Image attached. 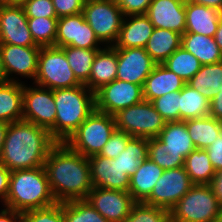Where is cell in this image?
<instances>
[{"mask_svg": "<svg viewBox=\"0 0 222 222\" xmlns=\"http://www.w3.org/2000/svg\"><path fill=\"white\" fill-rule=\"evenodd\" d=\"M49 186L56 202L86 199L92 190L88 157L58 142L44 163Z\"/></svg>", "mask_w": 222, "mask_h": 222, "instance_id": "cell-1", "label": "cell"}, {"mask_svg": "<svg viewBox=\"0 0 222 222\" xmlns=\"http://www.w3.org/2000/svg\"><path fill=\"white\" fill-rule=\"evenodd\" d=\"M57 143L46 128L24 120L12 122L6 132L0 164L10 171L44 166Z\"/></svg>", "mask_w": 222, "mask_h": 222, "instance_id": "cell-2", "label": "cell"}, {"mask_svg": "<svg viewBox=\"0 0 222 222\" xmlns=\"http://www.w3.org/2000/svg\"><path fill=\"white\" fill-rule=\"evenodd\" d=\"M56 203L44 166L11 171L4 207L23 213Z\"/></svg>", "mask_w": 222, "mask_h": 222, "instance_id": "cell-3", "label": "cell"}, {"mask_svg": "<svg viewBox=\"0 0 222 222\" xmlns=\"http://www.w3.org/2000/svg\"><path fill=\"white\" fill-rule=\"evenodd\" d=\"M56 105L55 140L65 142L95 110V93L84 84L53 90Z\"/></svg>", "mask_w": 222, "mask_h": 222, "instance_id": "cell-4", "label": "cell"}, {"mask_svg": "<svg viewBox=\"0 0 222 222\" xmlns=\"http://www.w3.org/2000/svg\"><path fill=\"white\" fill-rule=\"evenodd\" d=\"M169 216L176 222H219L222 207L209 184H194L170 209Z\"/></svg>", "mask_w": 222, "mask_h": 222, "instance_id": "cell-5", "label": "cell"}, {"mask_svg": "<svg viewBox=\"0 0 222 222\" xmlns=\"http://www.w3.org/2000/svg\"><path fill=\"white\" fill-rule=\"evenodd\" d=\"M115 129L114 116L95 109L64 143L71 150L90 157L101 152Z\"/></svg>", "mask_w": 222, "mask_h": 222, "instance_id": "cell-6", "label": "cell"}, {"mask_svg": "<svg viewBox=\"0 0 222 222\" xmlns=\"http://www.w3.org/2000/svg\"><path fill=\"white\" fill-rule=\"evenodd\" d=\"M33 84L51 90L82 85L70 68L64 50L56 46L41 47Z\"/></svg>", "mask_w": 222, "mask_h": 222, "instance_id": "cell-7", "label": "cell"}, {"mask_svg": "<svg viewBox=\"0 0 222 222\" xmlns=\"http://www.w3.org/2000/svg\"><path fill=\"white\" fill-rule=\"evenodd\" d=\"M82 14L104 46L115 44L124 19L115 0L85 1Z\"/></svg>", "mask_w": 222, "mask_h": 222, "instance_id": "cell-8", "label": "cell"}, {"mask_svg": "<svg viewBox=\"0 0 222 222\" xmlns=\"http://www.w3.org/2000/svg\"><path fill=\"white\" fill-rule=\"evenodd\" d=\"M114 118L116 129L126 132L131 137L155 138L166 123L152 102L145 100L120 110Z\"/></svg>", "mask_w": 222, "mask_h": 222, "instance_id": "cell-9", "label": "cell"}, {"mask_svg": "<svg viewBox=\"0 0 222 222\" xmlns=\"http://www.w3.org/2000/svg\"><path fill=\"white\" fill-rule=\"evenodd\" d=\"M56 114L53 90L33 83L23 84L22 120L46 128L55 139Z\"/></svg>", "mask_w": 222, "mask_h": 222, "instance_id": "cell-10", "label": "cell"}, {"mask_svg": "<svg viewBox=\"0 0 222 222\" xmlns=\"http://www.w3.org/2000/svg\"><path fill=\"white\" fill-rule=\"evenodd\" d=\"M7 81L33 83L38 70L40 46H17L0 43ZM30 80V81H29Z\"/></svg>", "mask_w": 222, "mask_h": 222, "instance_id": "cell-11", "label": "cell"}, {"mask_svg": "<svg viewBox=\"0 0 222 222\" xmlns=\"http://www.w3.org/2000/svg\"><path fill=\"white\" fill-rule=\"evenodd\" d=\"M143 100L141 85L115 79L95 92V109L114 116Z\"/></svg>", "mask_w": 222, "mask_h": 222, "instance_id": "cell-12", "label": "cell"}, {"mask_svg": "<svg viewBox=\"0 0 222 222\" xmlns=\"http://www.w3.org/2000/svg\"><path fill=\"white\" fill-rule=\"evenodd\" d=\"M193 185L183 166L164 170L150 196L143 203L170 211Z\"/></svg>", "mask_w": 222, "mask_h": 222, "instance_id": "cell-13", "label": "cell"}, {"mask_svg": "<svg viewBox=\"0 0 222 222\" xmlns=\"http://www.w3.org/2000/svg\"><path fill=\"white\" fill-rule=\"evenodd\" d=\"M86 200L109 222H124L136 203L129 192L93 187Z\"/></svg>", "mask_w": 222, "mask_h": 222, "instance_id": "cell-14", "label": "cell"}, {"mask_svg": "<svg viewBox=\"0 0 222 222\" xmlns=\"http://www.w3.org/2000/svg\"><path fill=\"white\" fill-rule=\"evenodd\" d=\"M0 43L38 46L32 38L22 5L0 3Z\"/></svg>", "mask_w": 222, "mask_h": 222, "instance_id": "cell-15", "label": "cell"}, {"mask_svg": "<svg viewBox=\"0 0 222 222\" xmlns=\"http://www.w3.org/2000/svg\"><path fill=\"white\" fill-rule=\"evenodd\" d=\"M117 60L116 79L142 87L156 65L145 48L139 47L117 48Z\"/></svg>", "mask_w": 222, "mask_h": 222, "instance_id": "cell-16", "label": "cell"}, {"mask_svg": "<svg viewBox=\"0 0 222 222\" xmlns=\"http://www.w3.org/2000/svg\"><path fill=\"white\" fill-rule=\"evenodd\" d=\"M93 187L129 192L130 178L115 159L99 154L88 157Z\"/></svg>", "mask_w": 222, "mask_h": 222, "instance_id": "cell-17", "label": "cell"}, {"mask_svg": "<svg viewBox=\"0 0 222 222\" xmlns=\"http://www.w3.org/2000/svg\"><path fill=\"white\" fill-rule=\"evenodd\" d=\"M186 0H152L146 15L154 28L168 29L183 35L185 33Z\"/></svg>", "mask_w": 222, "mask_h": 222, "instance_id": "cell-18", "label": "cell"}, {"mask_svg": "<svg viewBox=\"0 0 222 222\" xmlns=\"http://www.w3.org/2000/svg\"><path fill=\"white\" fill-rule=\"evenodd\" d=\"M154 25L146 14L124 16L114 48H145Z\"/></svg>", "mask_w": 222, "mask_h": 222, "instance_id": "cell-19", "label": "cell"}, {"mask_svg": "<svg viewBox=\"0 0 222 222\" xmlns=\"http://www.w3.org/2000/svg\"><path fill=\"white\" fill-rule=\"evenodd\" d=\"M222 12L216 8L194 4L186 0L185 3V33H196L214 37Z\"/></svg>", "mask_w": 222, "mask_h": 222, "instance_id": "cell-20", "label": "cell"}, {"mask_svg": "<svg viewBox=\"0 0 222 222\" xmlns=\"http://www.w3.org/2000/svg\"><path fill=\"white\" fill-rule=\"evenodd\" d=\"M117 65V48L105 46L100 49L94 58L89 80L84 85L95 93L116 79Z\"/></svg>", "mask_w": 222, "mask_h": 222, "instance_id": "cell-21", "label": "cell"}, {"mask_svg": "<svg viewBox=\"0 0 222 222\" xmlns=\"http://www.w3.org/2000/svg\"><path fill=\"white\" fill-rule=\"evenodd\" d=\"M185 84L183 79L169 71L163 64H156L143 84V98L152 102L166 93L181 90Z\"/></svg>", "mask_w": 222, "mask_h": 222, "instance_id": "cell-22", "label": "cell"}, {"mask_svg": "<svg viewBox=\"0 0 222 222\" xmlns=\"http://www.w3.org/2000/svg\"><path fill=\"white\" fill-rule=\"evenodd\" d=\"M164 169L149 158L139 164L130 178L129 193L135 202H144L153 190L155 183L162 176Z\"/></svg>", "mask_w": 222, "mask_h": 222, "instance_id": "cell-23", "label": "cell"}, {"mask_svg": "<svg viewBox=\"0 0 222 222\" xmlns=\"http://www.w3.org/2000/svg\"><path fill=\"white\" fill-rule=\"evenodd\" d=\"M23 83H0V121L8 124L22 120Z\"/></svg>", "mask_w": 222, "mask_h": 222, "instance_id": "cell-24", "label": "cell"}, {"mask_svg": "<svg viewBox=\"0 0 222 222\" xmlns=\"http://www.w3.org/2000/svg\"><path fill=\"white\" fill-rule=\"evenodd\" d=\"M181 46L192 53L202 65L222 61V51L215 42L214 37L196 33H184L181 35Z\"/></svg>", "mask_w": 222, "mask_h": 222, "instance_id": "cell-25", "label": "cell"}, {"mask_svg": "<svg viewBox=\"0 0 222 222\" xmlns=\"http://www.w3.org/2000/svg\"><path fill=\"white\" fill-rule=\"evenodd\" d=\"M180 46L181 34L168 29L154 28L145 51L156 64H162Z\"/></svg>", "mask_w": 222, "mask_h": 222, "instance_id": "cell-26", "label": "cell"}, {"mask_svg": "<svg viewBox=\"0 0 222 222\" xmlns=\"http://www.w3.org/2000/svg\"><path fill=\"white\" fill-rule=\"evenodd\" d=\"M184 122L196 149H206L222 132V122L211 116L188 119Z\"/></svg>", "mask_w": 222, "mask_h": 222, "instance_id": "cell-27", "label": "cell"}, {"mask_svg": "<svg viewBox=\"0 0 222 222\" xmlns=\"http://www.w3.org/2000/svg\"><path fill=\"white\" fill-rule=\"evenodd\" d=\"M187 84L211 101L218 92L222 91V61L202 65Z\"/></svg>", "mask_w": 222, "mask_h": 222, "instance_id": "cell-28", "label": "cell"}, {"mask_svg": "<svg viewBox=\"0 0 222 222\" xmlns=\"http://www.w3.org/2000/svg\"><path fill=\"white\" fill-rule=\"evenodd\" d=\"M157 138L165 147L179 152L184 159L196 149L184 121L166 122Z\"/></svg>", "mask_w": 222, "mask_h": 222, "instance_id": "cell-29", "label": "cell"}, {"mask_svg": "<svg viewBox=\"0 0 222 222\" xmlns=\"http://www.w3.org/2000/svg\"><path fill=\"white\" fill-rule=\"evenodd\" d=\"M210 101L187 83L180 90L179 121L209 116Z\"/></svg>", "mask_w": 222, "mask_h": 222, "instance_id": "cell-30", "label": "cell"}, {"mask_svg": "<svg viewBox=\"0 0 222 222\" xmlns=\"http://www.w3.org/2000/svg\"><path fill=\"white\" fill-rule=\"evenodd\" d=\"M183 167L190 181L196 185L210 184L215 175V169L205 149L193 150L185 158Z\"/></svg>", "mask_w": 222, "mask_h": 222, "instance_id": "cell-31", "label": "cell"}, {"mask_svg": "<svg viewBox=\"0 0 222 222\" xmlns=\"http://www.w3.org/2000/svg\"><path fill=\"white\" fill-rule=\"evenodd\" d=\"M148 158V138L131 137L126 149L115 159L118 161L124 173L131 178L139 164Z\"/></svg>", "mask_w": 222, "mask_h": 222, "instance_id": "cell-32", "label": "cell"}, {"mask_svg": "<svg viewBox=\"0 0 222 222\" xmlns=\"http://www.w3.org/2000/svg\"><path fill=\"white\" fill-rule=\"evenodd\" d=\"M62 49L75 77L81 84H85L89 80L94 58L100 49H84L73 46H65Z\"/></svg>", "mask_w": 222, "mask_h": 222, "instance_id": "cell-33", "label": "cell"}, {"mask_svg": "<svg viewBox=\"0 0 222 222\" xmlns=\"http://www.w3.org/2000/svg\"><path fill=\"white\" fill-rule=\"evenodd\" d=\"M169 71L174 72L186 83L199 71L202 64L182 46L175 50L163 63Z\"/></svg>", "mask_w": 222, "mask_h": 222, "instance_id": "cell-34", "label": "cell"}, {"mask_svg": "<svg viewBox=\"0 0 222 222\" xmlns=\"http://www.w3.org/2000/svg\"><path fill=\"white\" fill-rule=\"evenodd\" d=\"M148 158L164 170L184 166V158L179 152L165 147L157 137L148 138Z\"/></svg>", "mask_w": 222, "mask_h": 222, "instance_id": "cell-35", "label": "cell"}, {"mask_svg": "<svg viewBox=\"0 0 222 222\" xmlns=\"http://www.w3.org/2000/svg\"><path fill=\"white\" fill-rule=\"evenodd\" d=\"M66 222H109L86 199L63 202Z\"/></svg>", "mask_w": 222, "mask_h": 222, "instance_id": "cell-36", "label": "cell"}, {"mask_svg": "<svg viewBox=\"0 0 222 222\" xmlns=\"http://www.w3.org/2000/svg\"><path fill=\"white\" fill-rule=\"evenodd\" d=\"M28 27L36 45L40 47L55 46L58 18H27Z\"/></svg>", "mask_w": 222, "mask_h": 222, "instance_id": "cell-37", "label": "cell"}, {"mask_svg": "<svg viewBox=\"0 0 222 222\" xmlns=\"http://www.w3.org/2000/svg\"><path fill=\"white\" fill-rule=\"evenodd\" d=\"M169 217V210L136 202L124 222H164Z\"/></svg>", "mask_w": 222, "mask_h": 222, "instance_id": "cell-38", "label": "cell"}, {"mask_svg": "<svg viewBox=\"0 0 222 222\" xmlns=\"http://www.w3.org/2000/svg\"><path fill=\"white\" fill-rule=\"evenodd\" d=\"M152 104L165 122L179 121L180 90L166 93L154 99Z\"/></svg>", "mask_w": 222, "mask_h": 222, "instance_id": "cell-39", "label": "cell"}, {"mask_svg": "<svg viewBox=\"0 0 222 222\" xmlns=\"http://www.w3.org/2000/svg\"><path fill=\"white\" fill-rule=\"evenodd\" d=\"M73 47L84 49H102L105 47L85 21L82 13L77 14V32L76 40H73Z\"/></svg>", "mask_w": 222, "mask_h": 222, "instance_id": "cell-40", "label": "cell"}, {"mask_svg": "<svg viewBox=\"0 0 222 222\" xmlns=\"http://www.w3.org/2000/svg\"><path fill=\"white\" fill-rule=\"evenodd\" d=\"M76 32L77 14L58 18L55 46L60 48L73 46V40H76Z\"/></svg>", "mask_w": 222, "mask_h": 222, "instance_id": "cell-41", "label": "cell"}, {"mask_svg": "<svg viewBox=\"0 0 222 222\" xmlns=\"http://www.w3.org/2000/svg\"><path fill=\"white\" fill-rule=\"evenodd\" d=\"M28 222H66L63 211V202L52 206L33 209L22 213Z\"/></svg>", "mask_w": 222, "mask_h": 222, "instance_id": "cell-42", "label": "cell"}, {"mask_svg": "<svg viewBox=\"0 0 222 222\" xmlns=\"http://www.w3.org/2000/svg\"><path fill=\"white\" fill-rule=\"evenodd\" d=\"M22 7L27 18H57L52 0H26Z\"/></svg>", "mask_w": 222, "mask_h": 222, "instance_id": "cell-43", "label": "cell"}, {"mask_svg": "<svg viewBox=\"0 0 222 222\" xmlns=\"http://www.w3.org/2000/svg\"><path fill=\"white\" fill-rule=\"evenodd\" d=\"M130 138L131 136L126 132L115 129L99 155L109 159H116L120 153L126 149L127 142Z\"/></svg>", "mask_w": 222, "mask_h": 222, "instance_id": "cell-44", "label": "cell"}, {"mask_svg": "<svg viewBox=\"0 0 222 222\" xmlns=\"http://www.w3.org/2000/svg\"><path fill=\"white\" fill-rule=\"evenodd\" d=\"M57 18L82 13L85 0H52Z\"/></svg>", "mask_w": 222, "mask_h": 222, "instance_id": "cell-45", "label": "cell"}, {"mask_svg": "<svg viewBox=\"0 0 222 222\" xmlns=\"http://www.w3.org/2000/svg\"><path fill=\"white\" fill-rule=\"evenodd\" d=\"M124 16L146 14L152 0H115Z\"/></svg>", "mask_w": 222, "mask_h": 222, "instance_id": "cell-46", "label": "cell"}, {"mask_svg": "<svg viewBox=\"0 0 222 222\" xmlns=\"http://www.w3.org/2000/svg\"><path fill=\"white\" fill-rule=\"evenodd\" d=\"M215 171L222 169V132L217 140L205 149Z\"/></svg>", "mask_w": 222, "mask_h": 222, "instance_id": "cell-47", "label": "cell"}, {"mask_svg": "<svg viewBox=\"0 0 222 222\" xmlns=\"http://www.w3.org/2000/svg\"><path fill=\"white\" fill-rule=\"evenodd\" d=\"M11 171L0 164V202L5 203L9 191V179Z\"/></svg>", "mask_w": 222, "mask_h": 222, "instance_id": "cell-48", "label": "cell"}, {"mask_svg": "<svg viewBox=\"0 0 222 222\" xmlns=\"http://www.w3.org/2000/svg\"><path fill=\"white\" fill-rule=\"evenodd\" d=\"M209 116L222 122V91L218 92L217 95L210 101Z\"/></svg>", "mask_w": 222, "mask_h": 222, "instance_id": "cell-49", "label": "cell"}, {"mask_svg": "<svg viewBox=\"0 0 222 222\" xmlns=\"http://www.w3.org/2000/svg\"><path fill=\"white\" fill-rule=\"evenodd\" d=\"M222 207V169L215 171V175L209 184Z\"/></svg>", "mask_w": 222, "mask_h": 222, "instance_id": "cell-50", "label": "cell"}, {"mask_svg": "<svg viewBox=\"0 0 222 222\" xmlns=\"http://www.w3.org/2000/svg\"><path fill=\"white\" fill-rule=\"evenodd\" d=\"M21 217V212L4 206L0 209V222H17Z\"/></svg>", "mask_w": 222, "mask_h": 222, "instance_id": "cell-51", "label": "cell"}, {"mask_svg": "<svg viewBox=\"0 0 222 222\" xmlns=\"http://www.w3.org/2000/svg\"><path fill=\"white\" fill-rule=\"evenodd\" d=\"M194 4L204 5L206 7L216 8L222 12V0H188Z\"/></svg>", "mask_w": 222, "mask_h": 222, "instance_id": "cell-52", "label": "cell"}, {"mask_svg": "<svg viewBox=\"0 0 222 222\" xmlns=\"http://www.w3.org/2000/svg\"><path fill=\"white\" fill-rule=\"evenodd\" d=\"M8 126H9L8 123L0 121V159Z\"/></svg>", "mask_w": 222, "mask_h": 222, "instance_id": "cell-53", "label": "cell"}, {"mask_svg": "<svg viewBox=\"0 0 222 222\" xmlns=\"http://www.w3.org/2000/svg\"><path fill=\"white\" fill-rule=\"evenodd\" d=\"M214 40L219 46L220 50L222 51V15L220 17L219 23H218V29L215 32Z\"/></svg>", "mask_w": 222, "mask_h": 222, "instance_id": "cell-54", "label": "cell"}, {"mask_svg": "<svg viewBox=\"0 0 222 222\" xmlns=\"http://www.w3.org/2000/svg\"><path fill=\"white\" fill-rule=\"evenodd\" d=\"M4 82H7V76H6V71L4 68L2 53L0 50V83H4Z\"/></svg>", "mask_w": 222, "mask_h": 222, "instance_id": "cell-55", "label": "cell"}, {"mask_svg": "<svg viewBox=\"0 0 222 222\" xmlns=\"http://www.w3.org/2000/svg\"><path fill=\"white\" fill-rule=\"evenodd\" d=\"M26 0H0L1 4L6 5H22Z\"/></svg>", "mask_w": 222, "mask_h": 222, "instance_id": "cell-56", "label": "cell"}, {"mask_svg": "<svg viewBox=\"0 0 222 222\" xmlns=\"http://www.w3.org/2000/svg\"><path fill=\"white\" fill-rule=\"evenodd\" d=\"M164 222H176L170 216Z\"/></svg>", "mask_w": 222, "mask_h": 222, "instance_id": "cell-57", "label": "cell"}, {"mask_svg": "<svg viewBox=\"0 0 222 222\" xmlns=\"http://www.w3.org/2000/svg\"><path fill=\"white\" fill-rule=\"evenodd\" d=\"M17 222H28L23 216Z\"/></svg>", "mask_w": 222, "mask_h": 222, "instance_id": "cell-58", "label": "cell"}, {"mask_svg": "<svg viewBox=\"0 0 222 222\" xmlns=\"http://www.w3.org/2000/svg\"><path fill=\"white\" fill-rule=\"evenodd\" d=\"M4 205L0 202V209L3 207Z\"/></svg>", "mask_w": 222, "mask_h": 222, "instance_id": "cell-59", "label": "cell"}]
</instances>
